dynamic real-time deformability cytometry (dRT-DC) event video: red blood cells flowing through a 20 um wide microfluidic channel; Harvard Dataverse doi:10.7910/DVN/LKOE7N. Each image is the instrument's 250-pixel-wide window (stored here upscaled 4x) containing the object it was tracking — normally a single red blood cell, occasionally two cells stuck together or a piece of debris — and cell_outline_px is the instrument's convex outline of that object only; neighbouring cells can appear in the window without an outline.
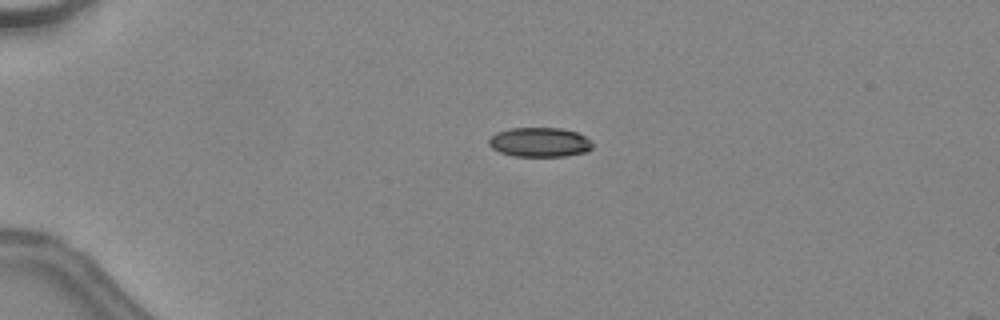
{"species": "common noctule bat (a hibernating species)", "species_latin": "Nyctalus noctula", "temperature_condition": "warm", "stored_images_in_passage": 11, "camera_frame_rate_fps": 3000, "um_per_image_px": 0.085, "animal": {"sex": "female", "body_mass_g": 24.6, "forearm_length_mm": 56.2}, "frame": {"image": 1, "passage_image": 6, "time_ms": 1.667, "image_size_px": [1000, 320], "cell_outline_px": [[592, 148], [588, 152], [564, 156], [512, 156], [500, 152], [492, 148], [488, 144], [488, 140], [496, 132], [508, 128], [560, 128], [576, 132], [584, 136], [592, 144]], "centroid_in_image_um": [45.84, 12.09], "position_along_channel_um": 39.2, "area_um2": 17.8}}